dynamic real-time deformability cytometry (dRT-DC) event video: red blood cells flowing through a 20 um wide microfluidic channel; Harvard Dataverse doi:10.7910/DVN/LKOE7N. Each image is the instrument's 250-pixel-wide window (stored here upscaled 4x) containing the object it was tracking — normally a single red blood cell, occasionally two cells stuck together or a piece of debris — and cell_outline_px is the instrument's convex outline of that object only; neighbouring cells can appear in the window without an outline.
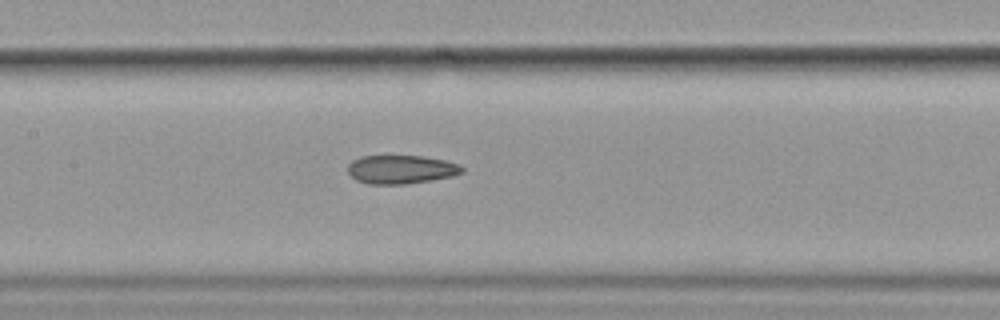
{"species": "common noctule bat (a hibernating species)", "species_latin": "Nyctalus noctula", "temperature_condition": "cold", "stored_images_in_passage": 5, "camera_frame_rate_fps": 3000, "um_per_image_px": 0.085, "animal": {"sex": "female", "body_mass_g": 19.9}, "frame": {"image": 1, "passage_image": 5, "time_ms": 5.667, "image_size_px": [1000, 320], "cell_outline_px": [[464, 172], [452, 176], [432, 180], [404, 184], [368, 184], [356, 180], [348, 172], [348, 164], [352, 160], [360, 156], [420, 156], [444, 160], [460, 164], [464, 168]], "centroid_in_image_um": [34.09, 14.4], "position_along_channel_um": 173.3, "area_um2": 19.07}}